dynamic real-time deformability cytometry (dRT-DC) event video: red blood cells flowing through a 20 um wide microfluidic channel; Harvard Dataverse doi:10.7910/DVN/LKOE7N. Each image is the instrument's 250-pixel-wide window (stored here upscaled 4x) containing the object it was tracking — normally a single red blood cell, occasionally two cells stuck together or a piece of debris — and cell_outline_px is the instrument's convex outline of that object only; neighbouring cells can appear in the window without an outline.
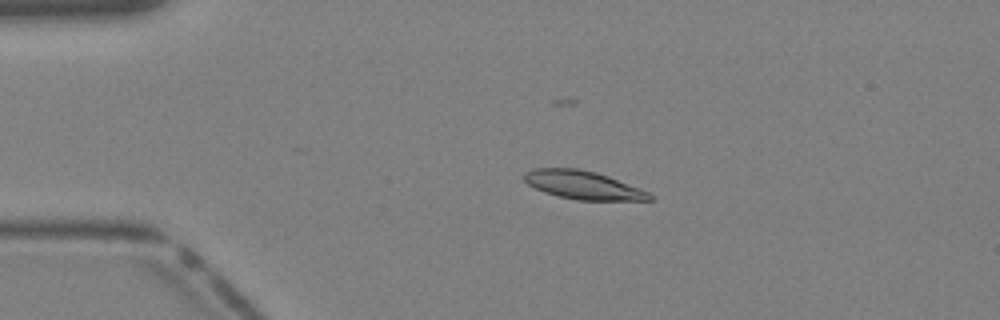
{"species": "Egyptian fruit bat (a non-hibernating species)", "species_latin": "Rousettus aegyptiacus", "temperature_condition": "warm", "stored_images_in_passage": 34, "camera_frame_rate_fps": 3000, "um_per_image_px": 0.085, "animal": {"sex": "female"}, "frame": {"image": 1, "passage_image": 3, "time_ms": 0.667, "image_size_px": [1000, 320], "cell_outline_px": [[652, 200], [576, 200], [544, 192], [528, 184], [524, 180], [524, 172], [532, 168], [576, 168], [596, 172], [608, 176], [640, 188], [648, 192], [652, 196]], "centroid_in_image_um": [49.54, 15.72], "position_along_channel_um": 35.5, "area_um2": 20.58}}
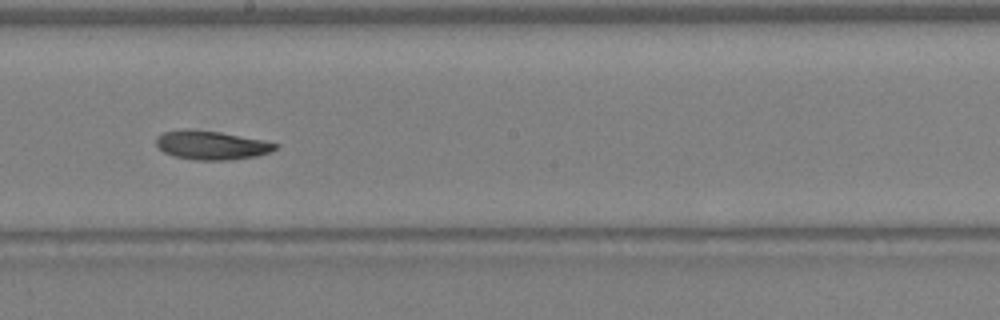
{"frame": {"image": 2, "passage_image": 17, "time_ms": 5.333, "image_size_px": [1000, 320], "cell_outline_px": [[280, 144], [276, 148], [268, 152], [256, 156], [228, 160], [196, 160], [172, 156], [164, 152], [156, 144], [156, 136], [164, 132], [184, 128], [192, 128], [220, 132], [264, 140]], "centroid_in_image_um": [17.94, 12.32], "position_along_channel_um": 230.3, "area_um2": 20.17}}
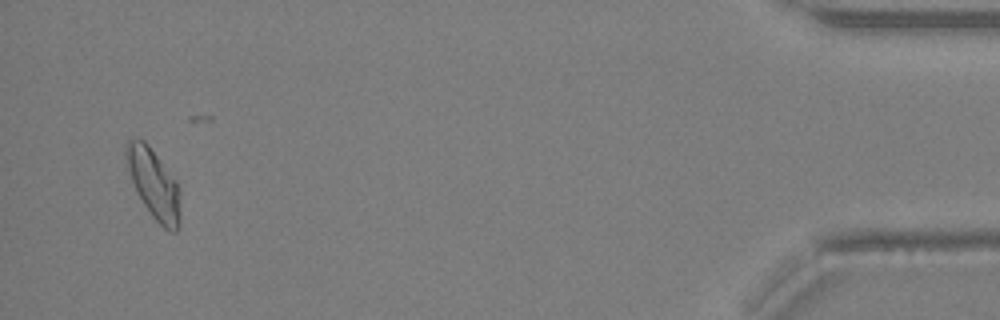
{"frame": {"image": 3, "passage_image": 33, "time_ms": 10.667, "image_size_px": [1000, 320], "cell_outline_px": [[180, 224], [176, 232], [168, 232], [152, 216], [136, 192], [124, 156], [124, 148], [128, 140], [144, 140], [148, 144], [176, 180], [180, 188]], "centroid_in_image_um": [13.09, 15.65], "position_along_channel_um": 422.1, "area_um2": 22.02}}